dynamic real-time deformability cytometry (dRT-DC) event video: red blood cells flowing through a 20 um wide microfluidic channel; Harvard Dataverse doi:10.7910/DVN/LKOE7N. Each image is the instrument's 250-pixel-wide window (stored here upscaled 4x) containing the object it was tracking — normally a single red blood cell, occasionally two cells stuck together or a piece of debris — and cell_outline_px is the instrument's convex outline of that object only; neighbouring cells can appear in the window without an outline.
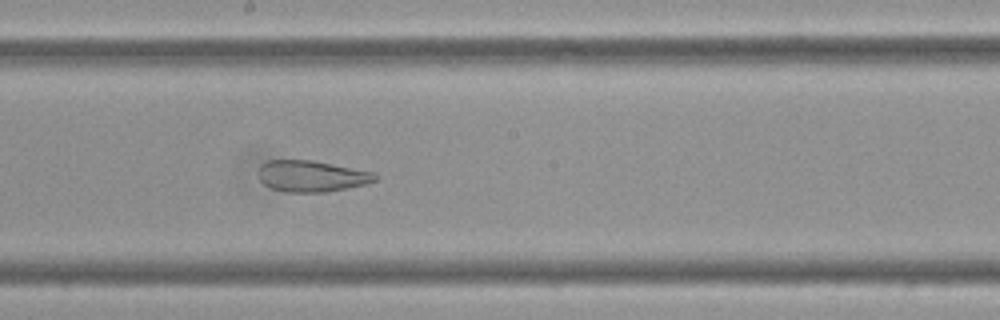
{"species": "Egyptian fruit bat (a non-hibernating species)", "species_latin": "Rousettus aegyptiacus", "temperature_condition": "cold", "stored_images_in_passage": 59, "camera_frame_rate_fps": 3000, "um_per_image_px": 0.085, "frame": {"image": 1, "passage_image": 32, "time_ms": 10.333, "image_size_px": [1000, 320], "cell_outline_px": [[380, 176], [376, 180], [368, 184], [348, 188], [324, 192], [284, 192], [272, 188], [264, 184], [260, 180], [260, 164], [268, 160], [312, 160], [372, 172]], "centroid_in_image_um": [26.5, 14.98], "position_along_channel_um": 221.7, "area_um2": 21.21}}
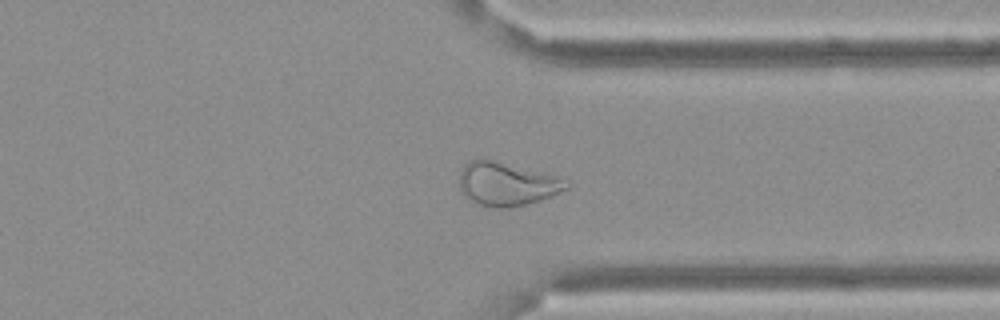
{"frame": {"image": 2, "passage_image": 45, "time_ms": 14.667, "image_size_px": [1000, 320], "cell_outline_px": [[572, 188], [552, 196], [540, 200], [512, 208], [484, 208], [468, 200], [464, 196], [460, 188], [460, 172], [464, 164], [468, 160], [476, 156], [556, 176], [572, 184]], "centroid_in_image_um": [43.04, 15.66], "position_along_channel_um": 368.4, "area_um2": 27.69}}
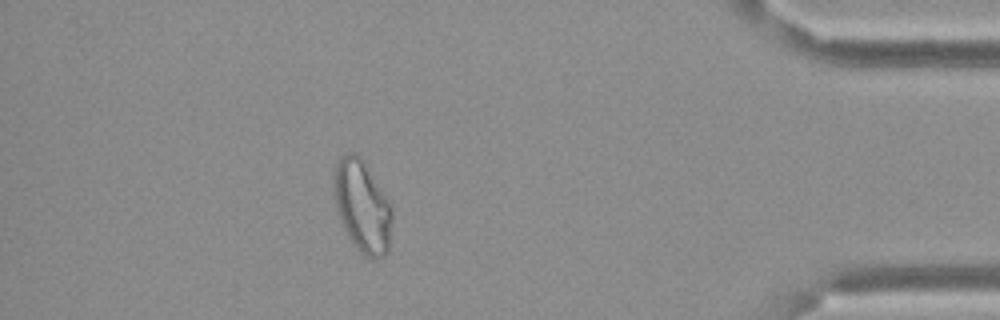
{"frame": {"image": 3, "passage_image": 52, "time_ms": 17.0, "image_size_px": [1000, 320], "cell_outline_px": [[392, 220], [388, 252], [384, 256], [376, 260], [372, 260], [364, 256], [356, 248], [348, 236], [340, 220], [336, 208], [332, 184], [332, 176], [336, 164], [340, 156], [348, 152], [352, 152], [360, 156], [364, 160], [392, 204]], "centroid_in_image_um": [30.79, 17.53], "position_along_channel_um": 404.4, "area_um2": 31.96}}